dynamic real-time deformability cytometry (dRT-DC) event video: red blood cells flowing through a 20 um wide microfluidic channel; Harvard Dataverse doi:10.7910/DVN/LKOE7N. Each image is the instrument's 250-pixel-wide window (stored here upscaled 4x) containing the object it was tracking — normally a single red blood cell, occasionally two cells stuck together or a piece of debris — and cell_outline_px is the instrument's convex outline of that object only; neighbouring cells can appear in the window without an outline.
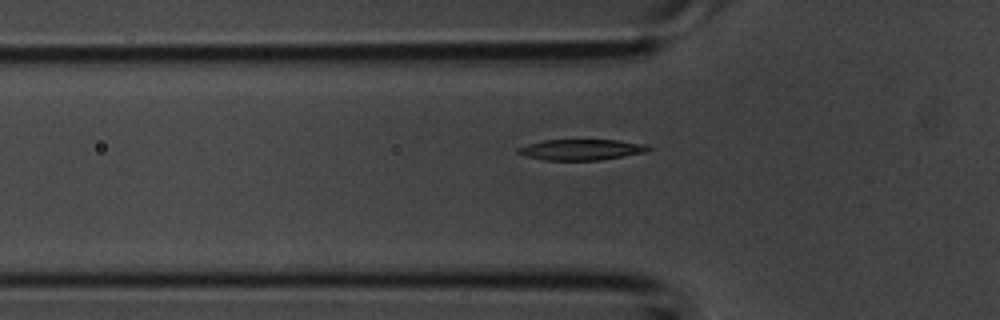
{"species": "common noctule bat (a hibernating species)", "species_latin": "Nyctalus noctula", "temperature_condition": "room temperature", "stored_images_in_passage": 4, "camera_frame_rate_fps": 3000, "um_per_image_px": 0.085, "animal": {"sex": "male", "body_mass_g": 20.1, "forearm_length_mm": 53.5}, "frame": {"image": 1, "passage_image": 4, "time_ms": 1.0, "image_size_px": [1000, 320], "cell_outline_px": [[652, 148], [648, 152], [600, 160], [544, 160], [524, 156], [516, 152], [516, 148], [528, 144], [544, 140], [616, 140], [648, 144]], "centroid_in_image_um": [49.43, 12.72], "position_along_channel_um": 76.4, "area_um2": 15.95}}